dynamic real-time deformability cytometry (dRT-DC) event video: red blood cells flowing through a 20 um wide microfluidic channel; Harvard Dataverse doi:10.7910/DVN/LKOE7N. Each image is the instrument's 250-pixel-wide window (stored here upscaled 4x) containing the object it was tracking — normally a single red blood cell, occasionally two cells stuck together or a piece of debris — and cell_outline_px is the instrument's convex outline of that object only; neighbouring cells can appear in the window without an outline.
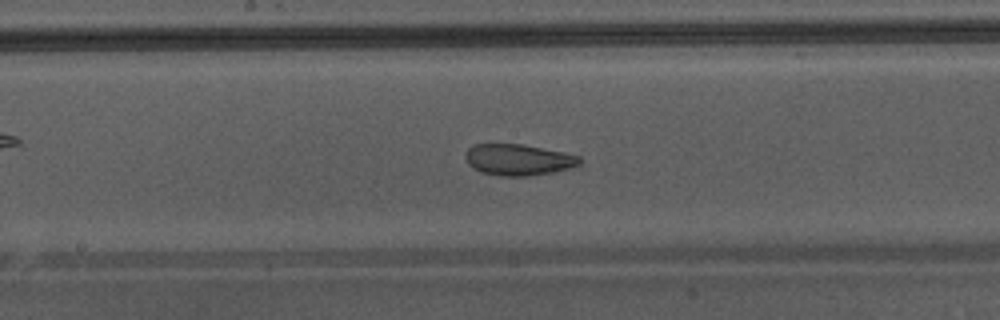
{"species": "Egyptian fruit bat (a non-hibernating species)", "species_latin": "Rousettus aegyptiacus", "temperature_condition": "warm", "stored_images_in_passage": 49, "camera_frame_rate_fps": 3000, "um_per_image_px": 0.085, "animal": {"sex": "male"}, "frame": {"image": 1, "passage_image": 28, "time_ms": 9.0, "image_size_px": [1000, 320], "cell_outline_px": [[580, 164], [568, 168], [552, 172], [528, 176], [500, 176], [480, 172], [472, 168], [468, 164], [464, 156], [468, 148], [476, 144], [520, 144], [564, 152], [580, 156]], "centroid_in_image_um": [44.01, 13.58], "position_along_channel_um": 204.2, "area_um2": 20.75}, "authors_computed_cell_mechanics": {"area_um2": 26.01, "velocity_mm_per_s": 4.3321, "shape_relaxation_time_tau1_ms": null, "shape_relaxation_time_tau2_ms": 1.4488, "deformation_change_tau1": null, "deformation_change_tau2": 0.0746}}